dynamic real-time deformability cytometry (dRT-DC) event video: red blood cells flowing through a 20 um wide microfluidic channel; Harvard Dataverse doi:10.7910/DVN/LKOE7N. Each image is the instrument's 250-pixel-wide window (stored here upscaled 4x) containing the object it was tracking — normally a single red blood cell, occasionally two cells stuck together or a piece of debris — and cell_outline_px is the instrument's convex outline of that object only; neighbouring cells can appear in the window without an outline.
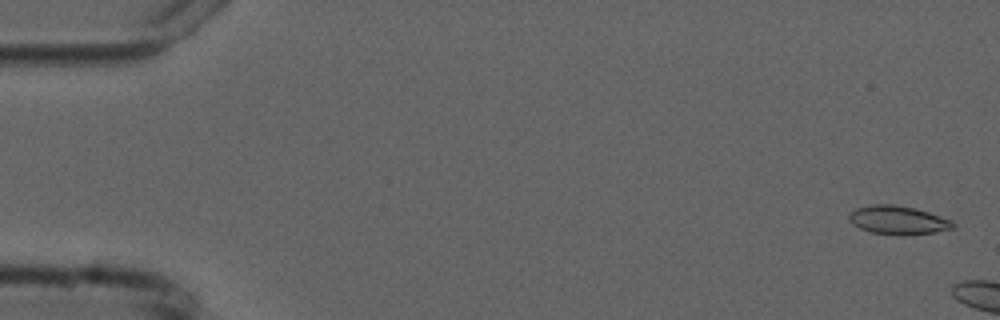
{"species": "common noctule bat (a hibernating species)", "species_latin": "Nyctalus noctula", "temperature_condition": "cold", "stored_images_in_passage": 3, "camera_frame_rate_fps": 3000, "um_per_image_px": 0.085, "animal": {"sex": "male", "forearm_length_mm": 52.5}, "frame": {"image": 1, "passage_image": 1, "time_ms": 0.0, "image_size_px": [1000, 320], "cell_outline_px": [[956, 228], [936, 232], [904, 236], [900, 236], [872, 232], [860, 228], [852, 224], [848, 220], [848, 216], [856, 208], [872, 204], [892, 204], [916, 208], [952, 220], [956, 224]], "centroid_in_image_um": [76.36, 18.72], "position_along_channel_um": 8.6, "area_um2": 17.57}}